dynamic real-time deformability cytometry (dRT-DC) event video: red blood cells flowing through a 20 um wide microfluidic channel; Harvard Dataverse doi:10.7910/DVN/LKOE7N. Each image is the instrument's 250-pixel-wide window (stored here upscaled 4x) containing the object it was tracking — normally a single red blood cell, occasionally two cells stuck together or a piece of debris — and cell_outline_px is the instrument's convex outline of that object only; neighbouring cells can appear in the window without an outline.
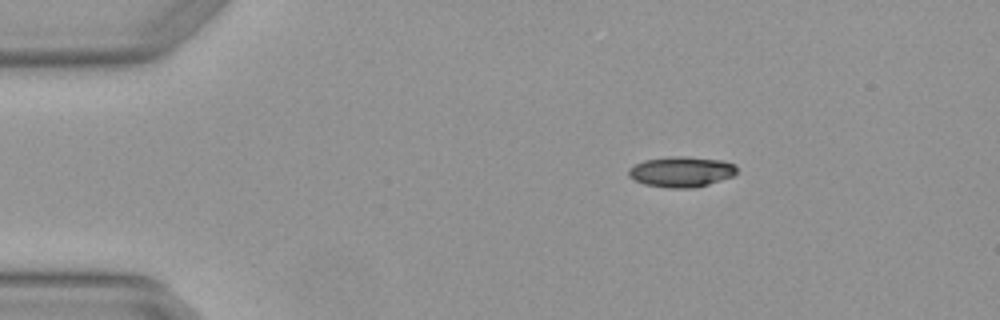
{"species": "Egyptian fruit bat (a non-hibernating species)", "species_latin": "Rousettus aegyptiacus", "temperature_condition": "warm", "stored_images_in_passage": 4, "camera_frame_rate_fps": 3000, "um_per_image_px": 0.085, "animal": {"sex": "female"}, "frame": {"image": 1, "passage_image": 1, "time_ms": 0.0, "image_size_px": [1000, 320], "cell_outline_px": [[736, 172], [732, 176], [708, 184], [692, 188], [668, 188], [644, 184], [632, 180], [628, 176], [628, 168], [644, 160], [676, 156], [684, 156], [720, 160], [736, 164]], "centroid_in_image_um": [57.87, 14.6], "position_along_channel_um": 27.1, "area_um2": 19.19}}
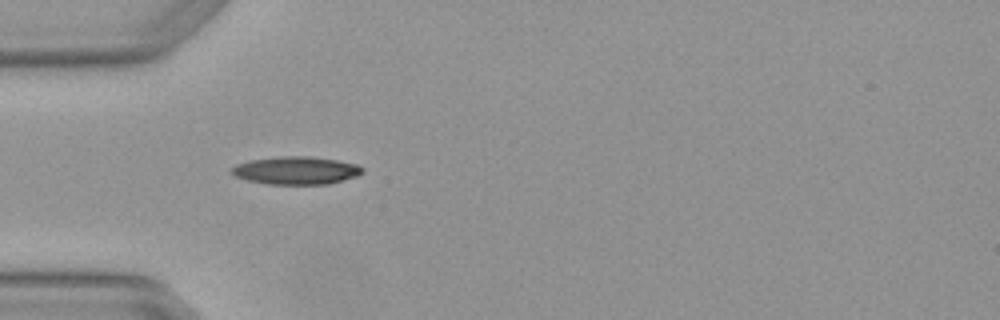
{"frame": {"image": 2, "passage_image": 3, "time_ms": 0.667, "image_size_px": [1000, 320], "cell_outline_px": [[364, 172], [356, 176], [328, 184], [268, 184], [248, 180], [232, 176], [228, 172], [228, 168], [236, 164], [252, 160], [280, 156], [312, 156], [336, 160], [356, 164], [364, 168]], "centroid_in_image_um": [25.11, 14.48], "position_along_channel_um": 59.9, "area_um2": 21.39}}
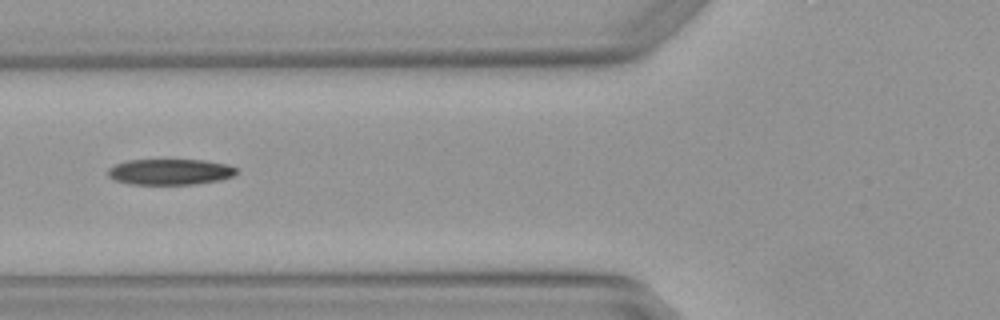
{"frame": {"image": 3, "passage_image": 4, "time_ms": 1.0, "image_size_px": [1000, 320], "cell_outline_px": [[236, 172], [232, 176], [220, 180], [196, 184], [128, 184], [116, 180], [108, 176], [108, 168], [116, 164], [128, 160], [204, 160], [228, 164], [236, 168]], "centroid_in_image_um": [14.45, 14.6], "position_along_channel_um": 111.3, "area_um2": 19.31}}